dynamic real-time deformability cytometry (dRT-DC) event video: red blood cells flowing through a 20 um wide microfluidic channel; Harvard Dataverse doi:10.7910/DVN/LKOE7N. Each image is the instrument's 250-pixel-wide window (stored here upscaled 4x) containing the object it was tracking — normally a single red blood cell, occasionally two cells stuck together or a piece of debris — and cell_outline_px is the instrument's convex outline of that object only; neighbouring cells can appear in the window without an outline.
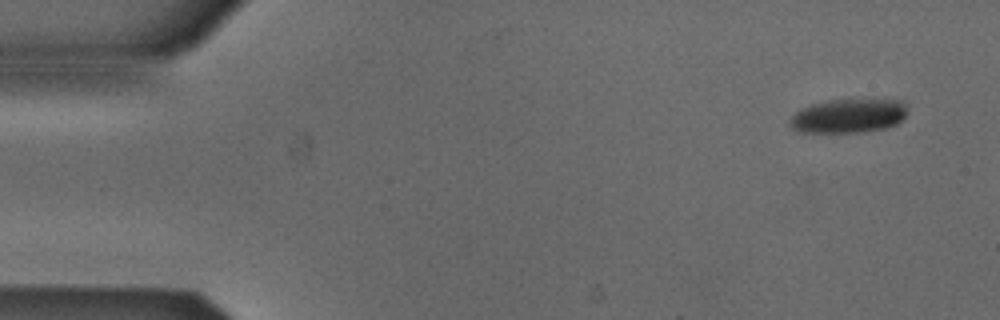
{"species": "Egyptian fruit bat (a non-hibernating species)", "species_latin": "Rousettus aegyptiacus", "temperature_condition": "cold", "stored_images_in_passage": 8, "camera_frame_rate_fps": 3000, "um_per_image_px": 0.085, "animal": {"sex": "male"}, "frame": {"image": 1, "passage_image": 1, "time_ms": 0.0, "image_size_px": [1000, 320], "cell_outline_px": [[908, 112], [904, 120], [896, 124], [884, 128], [860, 132], [796, 132], [792, 128], [788, 120], [796, 112], [812, 104], [832, 100], [904, 100], [908, 108]], "centroid_in_image_um": [72.17, 9.85], "position_along_channel_um": 12.8, "area_um2": 23.29}}